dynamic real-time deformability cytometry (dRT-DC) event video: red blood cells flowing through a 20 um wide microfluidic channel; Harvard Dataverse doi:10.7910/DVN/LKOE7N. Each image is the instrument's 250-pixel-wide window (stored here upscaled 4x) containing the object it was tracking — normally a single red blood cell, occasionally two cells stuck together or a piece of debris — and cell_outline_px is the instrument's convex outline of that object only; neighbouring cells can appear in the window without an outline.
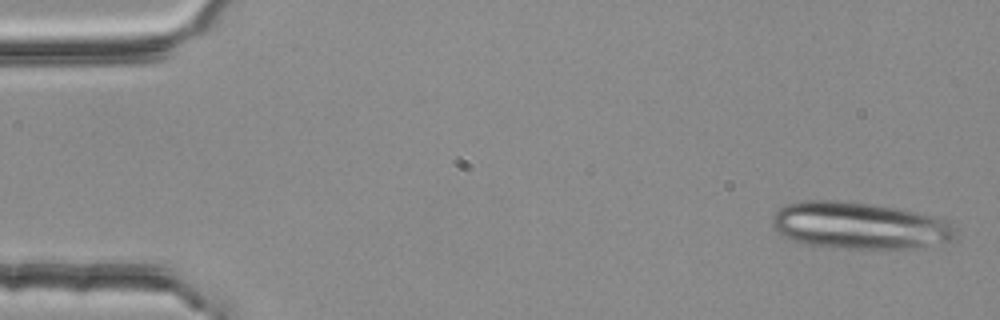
{"species": "common noctule bat (a hibernating species)", "species_latin": "Nyctalus noctula", "temperature_condition": "room temperature", "stored_images_in_passage": 4, "camera_frame_rate_fps": 3000, "um_per_image_px": 0.085, "animal": {"sex": "female", "body_mass_g": 25.1}, "frame": {"image": 1, "passage_image": 1, "time_ms": 0.0, "image_size_px": [1000, 320], "cell_outline_px": [[956, 236], [952, 240], [912, 248], [844, 248], [808, 244], [792, 240], [784, 236], [772, 224], [772, 216], [784, 204], [808, 200], [836, 200], [896, 208], [916, 212], [948, 220], [956, 228]], "centroid_in_image_um": [73.05, 19.17], "position_along_channel_um": 11.9, "area_um2": 49.53}}